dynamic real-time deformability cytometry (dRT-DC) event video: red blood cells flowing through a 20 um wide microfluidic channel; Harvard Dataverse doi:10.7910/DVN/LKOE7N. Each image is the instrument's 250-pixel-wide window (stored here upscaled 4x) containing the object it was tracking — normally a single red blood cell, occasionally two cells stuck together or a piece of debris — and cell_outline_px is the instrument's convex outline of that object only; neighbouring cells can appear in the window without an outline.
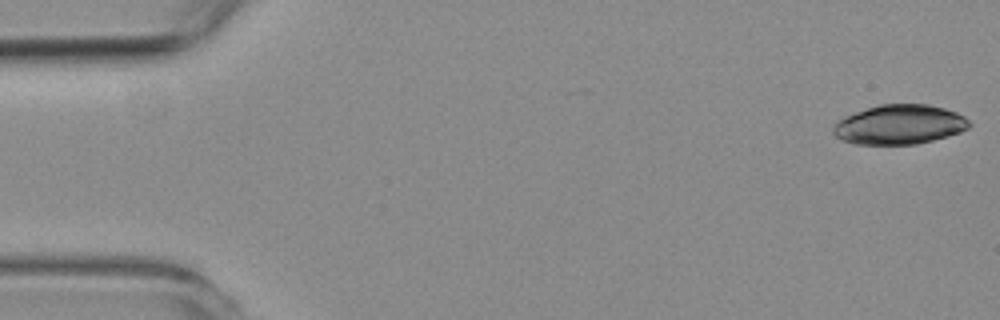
{"species": "common noctule bat (a hibernating species)", "species_latin": "Nyctalus noctula", "temperature_condition": "room temperature", "stored_images_in_passage": 56, "camera_frame_rate_fps": 3000, "um_per_image_px": 0.085, "animal": {"sex": "female", "body_mass_g": 19.3, "forearm_length_mm": 54.1}, "frame": {"image": 1, "passage_image": 1, "time_ms": 0.0, "image_size_px": [1000, 320], "cell_outline_px": [[972, 124], [968, 128], [960, 132], [948, 136], [916, 144], [856, 144], [844, 140], [836, 136], [832, 132], [832, 128], [836, 120], [844, 116], [880, 104], [928, 104], [944, 108], [956, 112], [964, 116]], "centroid_in_image_um": [76.45, 10.58], "position_along_channel_um": 8.5, "area_um2": 31.33}}